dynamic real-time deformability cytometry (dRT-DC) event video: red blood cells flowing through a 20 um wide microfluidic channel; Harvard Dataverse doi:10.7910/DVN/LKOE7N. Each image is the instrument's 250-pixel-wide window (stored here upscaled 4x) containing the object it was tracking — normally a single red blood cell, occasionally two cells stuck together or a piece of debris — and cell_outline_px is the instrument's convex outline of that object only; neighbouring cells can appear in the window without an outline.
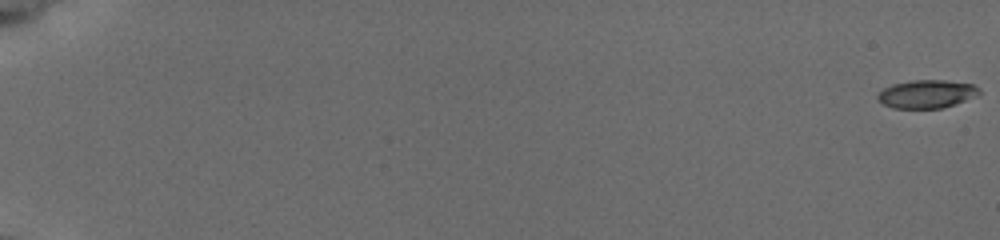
{"species": "common noctule bat (a hibernating species)", "species_latin": "Nyctalus noctula", "temperature_condition": "cold", "stored_images_in_passage": 19, "camera_frame_rate_fps": 3000, "um_per_image_px": 0.085, "animal": {"sex": "female", "body_mass_g": 19.5, "forearm_length_mm": 54.1}, "frame": {"image": 1, "passage_image": 1, "time_ms": 0.0, "image_size_px": [1000, 240], "cell_outline_px": [[980, 92], [976, 96], [944, 108], [892, 108], [876, 100], [876, 96], [884, 88], [892, 84], [912, 80], [944, 80], [972, 84], [980, 88]], "centroid_in_image_um": [78.75, 7.99], "position_along_channel_um": 6.2, "area_um2": 16.7}}
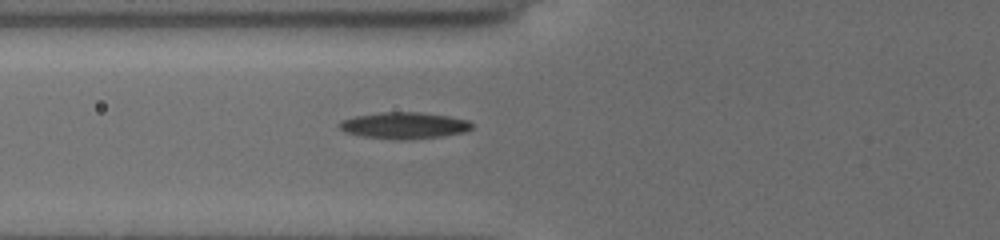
{"frame": {"image": 2, "passage_image": 14, "time_ms": 4.333, "image_size_px": [1000, 240], "cell_outline_px": [[472, 128], [464, 132], [440, 136], [404, 140], [400, 140], [364, 136], [344, 132], [340, 128], [340, 120], [356, 116], [380, 112], [420, 112], [448, 116], [468, 120], [472, 124]], "centroid_in_image_um": [34.35, 10.66], "position_along_channel_um": 91.5, "area_um2": 20.29}}
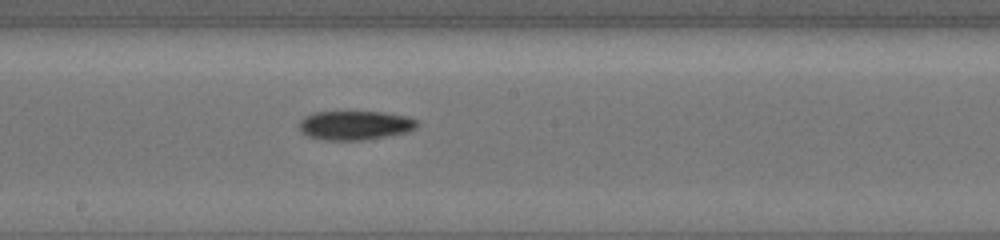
{"frame": {"image": 3, "passage_image": 19, "time_ms": 6.0, "image_size_px": [1000, 240], "cell_outline_px": [[420, 124], [416, 128], [408, 132], [360, 140], [320, 140], [308, 136], [300, 132], [300, 120], [304, 116], [316, 112], [384, 112], [408, 116], [420, 120]], "centroid_in_image_um": [30.21, 10.64], "position_along_channel_um": 218.0, "area_um2": 20.17}}